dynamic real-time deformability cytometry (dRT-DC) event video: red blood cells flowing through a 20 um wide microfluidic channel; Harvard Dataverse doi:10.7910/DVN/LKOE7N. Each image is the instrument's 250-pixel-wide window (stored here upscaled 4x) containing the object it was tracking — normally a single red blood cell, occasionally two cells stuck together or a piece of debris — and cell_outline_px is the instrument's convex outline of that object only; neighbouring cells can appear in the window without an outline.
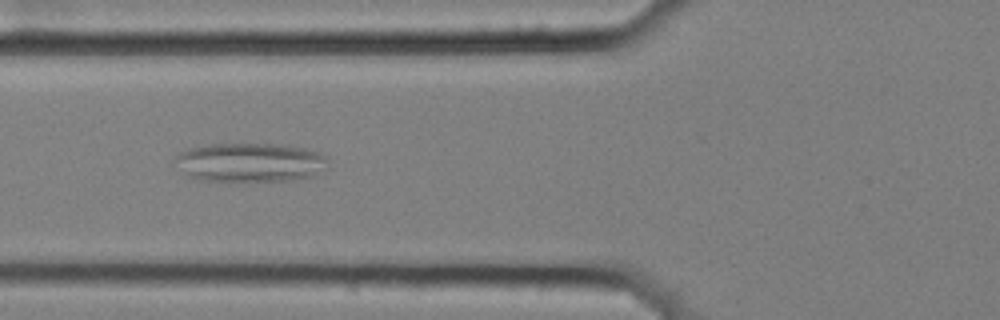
{"species": "common noctule bat (a hibernating species)", "species_latin": "Nyctalus noctula", "temperature_condition": "cold", "stored_images_in_passage": 4, "camera_frame_rate_fps": 3000, "um_per_image_px": 0.085, "animal": {"sex": "female", "body_mass_g": 25.1}, "frame": {"image": 1, "passage_image": 3, "time_ms": 0.667, "image_size_px": [1000, 320], "cell_outline_px": [[328, 160], [312, 176], [296, 180], [200, 180], [188, 176], [172, 160], [180, 152], [188, 148], [204, 144], [288, 144], [320, 152]], "centroid_in_image_um": [21.2, 13.77], "position_along_channel_um": 104.6, "area_um2": 34.51}}